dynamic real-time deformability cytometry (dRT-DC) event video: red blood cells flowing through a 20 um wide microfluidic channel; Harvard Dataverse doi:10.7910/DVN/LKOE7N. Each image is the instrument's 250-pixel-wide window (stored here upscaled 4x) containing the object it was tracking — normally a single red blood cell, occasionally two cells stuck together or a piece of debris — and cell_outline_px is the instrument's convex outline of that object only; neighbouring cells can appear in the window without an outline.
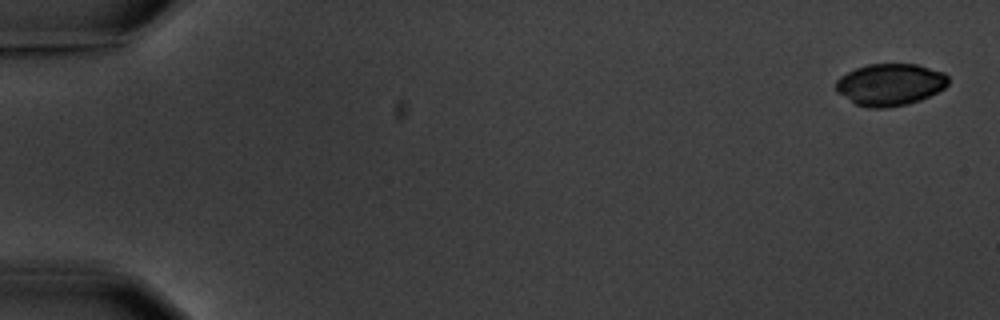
{"species": "common noctule bat (a hibernating species)", "species_latin": "Nyctalus noctula", "temperature_condition": "warm", "stored_images_in_passage": 5, "camera_frame_rate_fps": 3000, "um_per_image_px": 0.085, "animal": {"sex": "male", "body_mass_g": 20.1, "forearm_length_mm": 53.5}, "frame": {"image": 1, "passage_image": 1, "time_ms": 0.0, "image_size_px": [1000, 320], "cell_outline_px": [[948, 84], [944, 88], [920, 100], [908, 104], [888, 108], [868, 108], [856, 104], [836, 92], [836, 80], [840, 76], [856, 68], [868, 64], [916, 64], [944, 72], [948, 76]], "centroid_in_image_um": [75.65, 7.19], "position_along_channel_um": 9.4, "area_um2": 27.51}}